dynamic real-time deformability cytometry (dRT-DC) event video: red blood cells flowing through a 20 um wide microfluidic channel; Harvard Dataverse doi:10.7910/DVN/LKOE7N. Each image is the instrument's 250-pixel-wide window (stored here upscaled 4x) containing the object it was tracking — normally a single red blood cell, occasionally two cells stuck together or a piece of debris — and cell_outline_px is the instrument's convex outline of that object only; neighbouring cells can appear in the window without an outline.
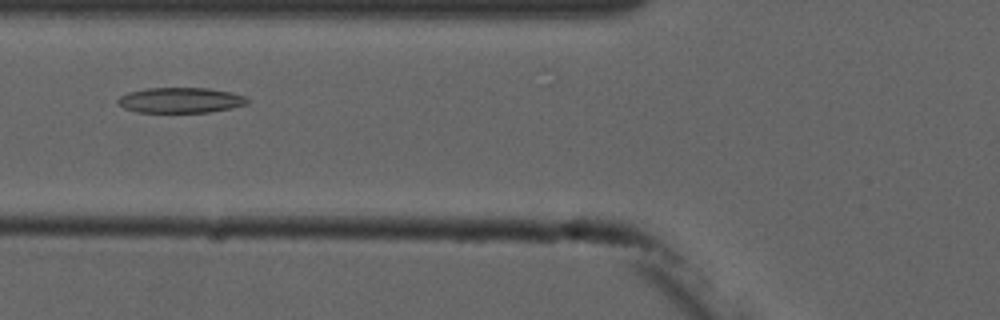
{"species": "common noctule bat (a hibernating species)", "species_latin": "Nyctalus noctula", "temperature_condition": "cold", "stored_images_in_passage": 8, "camera_frame_rate_fps": 3000, "um_per_image_px": 0.085, "animal": {"sex": "male", "forearm_length_mm": 52.5}, "frame": {"image": 1, "passage_image": 5, "time_ms": 4.667, "image_size_px": [1000, 320], "cell_outline_px": [[252, 100], [248, 104], [232, 108], [208, 112], [136, 112], [124, 108], [116, 100], [120, 96], [128, 92], [148, 88], [208, 88], [228, 92], [244, 96]], "centroid_in_image_um": [15.36, 8.52], "position_along_channel_um": 110.4, "area_um2": 19.13}}
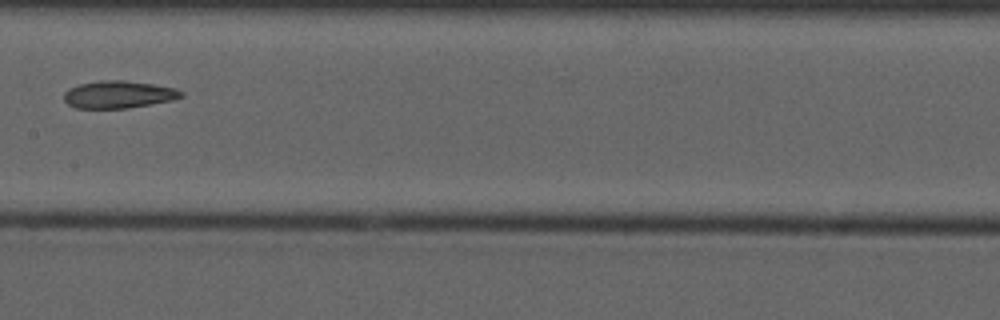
{"frame": {"image": 2, "passage_image": 7, "time_ms": 7.0, "image_size_px": [1000, 320], "cell_outline_px": [[184, 96], [172, 100], [128, 108], [76, 108], [68, 104], [64, 100], [64, 92], [68, 88], [80, 84], [100, 80], [124, 80], [152, 84], [172, 88], [184, 92]], "centroid_in_image_um": [10.05, 8.03], "position_along_channel_um": 197.4, "area_um2": 18.61}}
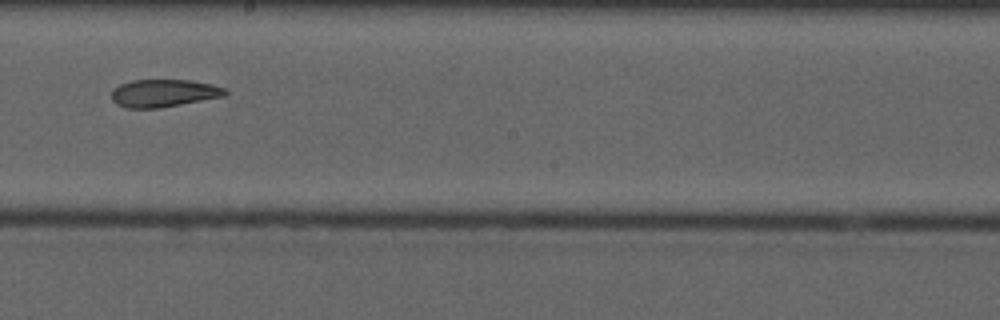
{"frame": {"image": 3, "passage_image": 8, "time_ms": 8.0, "image_size_px": [1000, 320], "cell_outline_px": [[228, 92], [224, 96], [160, 108], [124, 108], [116, 104], [112, 100], [112, 92], [120, 84], [132, 80], [192, 80], [212, 84], [228, 88]], "centroid_in_image_um": [13.94, 7.92], "position_along_channel_um": 234.3, "area_um2": 18.38}}